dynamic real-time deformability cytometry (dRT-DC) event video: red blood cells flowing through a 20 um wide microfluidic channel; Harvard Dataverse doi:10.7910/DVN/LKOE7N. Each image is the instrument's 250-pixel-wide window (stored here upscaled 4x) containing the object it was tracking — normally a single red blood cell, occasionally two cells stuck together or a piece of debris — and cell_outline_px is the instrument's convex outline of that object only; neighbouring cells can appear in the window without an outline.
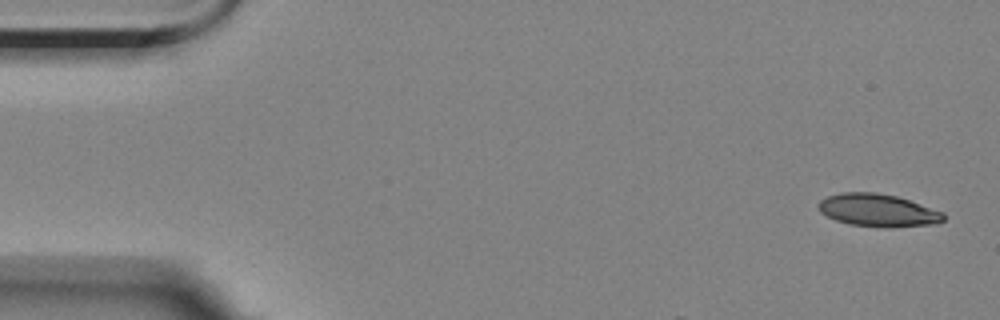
{"species": "Egyptian fruit bat (a non-hibernating species)", "species_latin": "Rousettus aegyptiacus", "temperature_condition": "room temperature", "stored_images_in_passage": 4, "camera_frame_rate_fps": 3000, "um_per_image_px": 0.085, "animal": {"sex": "female"}, "frame": {"image": 1, "passage_image": 1, "time_ms": 0.0, "image_size_px": [1000, 320], "cell_outline_px": [[944, 220], [936, 224], [888, 228], [848, 224], [836, 220], [820, 212], [816, 204], [820, 200], [828, 196], [840, 192], [876, 192], [896, 196], [944, 212]], "centroid_in_image_um": [74.61, 17.88], "position_along_channel_um": 10.4, "area_um2": 23.93}}
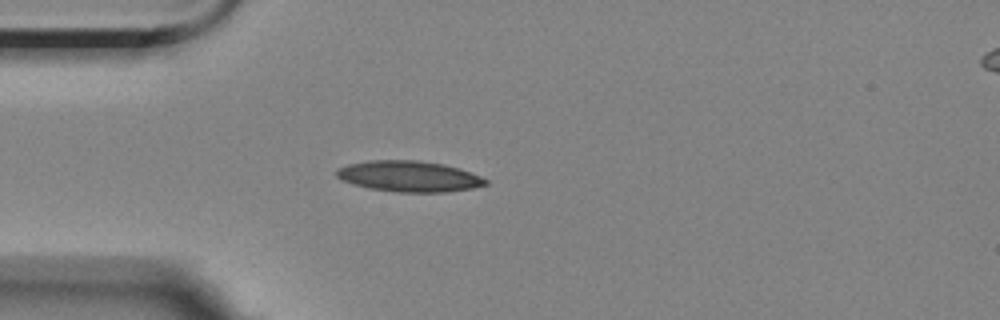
{"frame": {"image": 2, "passage_image": 4, "time_ms": 4.333, "image_size_px": [1000, 320], "cell_outline_px": [[488, 184], [472, 188], [444, 192], [396, 192], [368, 188], [352, 184], [336, 176], [336, 168], [348, 164], [368, 160], [420, 160], [444, 164], [460, 168], [480, 176], [488, 180]], "centroid_in_image_um": [34.76, 14.98], "position_along_channel_um": 50.2, "area_um2": 26.93}}